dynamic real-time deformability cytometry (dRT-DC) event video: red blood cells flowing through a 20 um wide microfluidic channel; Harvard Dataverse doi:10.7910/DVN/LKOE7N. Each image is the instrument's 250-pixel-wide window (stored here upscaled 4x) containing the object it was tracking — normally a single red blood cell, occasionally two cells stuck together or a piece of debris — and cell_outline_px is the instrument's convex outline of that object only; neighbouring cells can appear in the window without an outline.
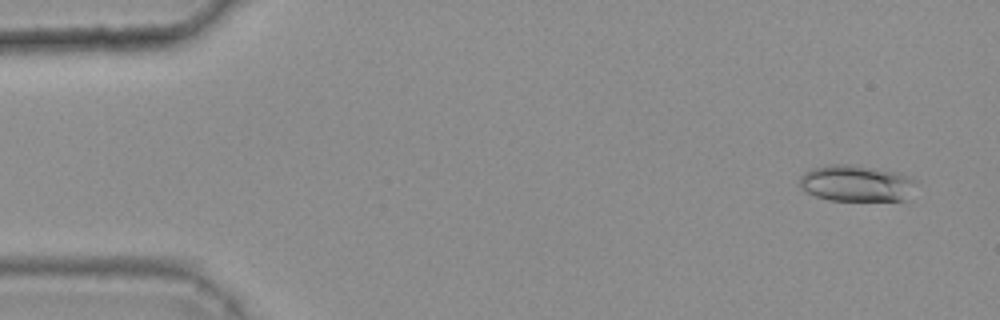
{"species": "common noctule bat (a hibernating species)", "species_latin": "Nyctalus noctula", "temperature_condition": "warm", "stored_images_in_passage": 46, "camera_frame_rate_fps": 3000, "um_per_image_px": 0.085, "animal": {"sex": "female", "body_mass_g": 25.1}, "frame": {"image": 1, "passage_image": 3, "time_ms": 0.667, "image_size_px": [1000, 320], "cell_outline_px": [[916, 180], [904, 200], [828, 200], [804, 192], [800, 188], [800, 176], [804, 172], [812, 168], [828, 164], [848, 164], [876, 168], [896, 172]], "centroid_in_image_um": [72.69, 15.57], "position_along_channel_um": 12.3, "area_um2": 24.45}}
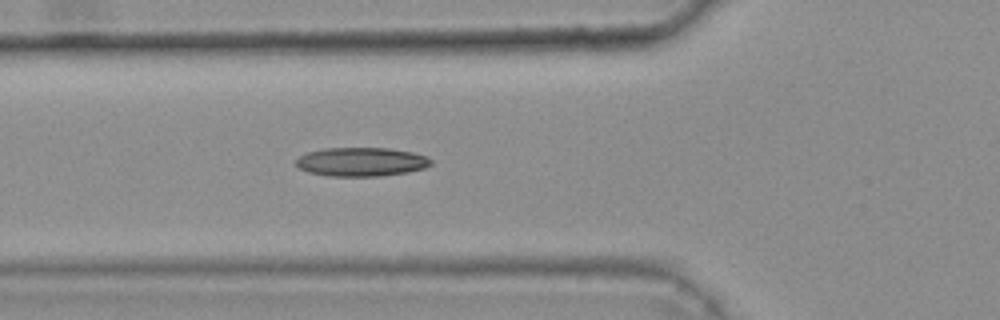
{"frame": {"image": 2, "passage_image": 19, "time_ms": 6.0, "image_size_px": [1000, 320], "cell_outline_px": [[432, 164], [424, 168], [408, 172], [380, 176], [328, 176], [308, 172], [296, 168], [292, 164], [300, 156], [308, 152], [324, 148], [388, 148], [412, 152], [428, 156], [432, 160]], "centroid_in_image_um": [30.68, 13.76], "position_along_channel_um": 95.1, "area_um2": 22.95}}
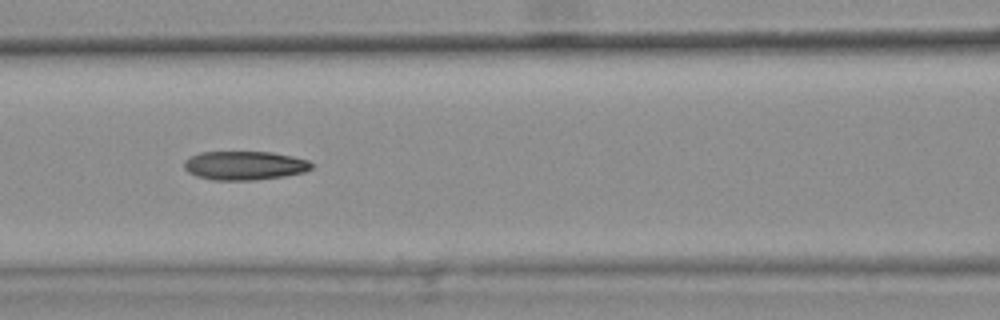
{"frame": {"image": 3, "passage_image": 23, "time_ms": 7.333, "image_size_px": [1000, 320], "cell_outline_px": [[316, 164], [312, 168], [304, 172], [284, 176], [252, 180], [212, 180], [196, 176], [188, 172], [184, 168], [184, 160], [200, 152], [272, 152], [292, 156], [308, 160]], "centroid_in_image_um": [20.8, 14.07], "position_along_channel_um": 145.8, "area_um2": 21.5}, "authors_computed_cell_mechanics": {"area_um2": 21.8195, "velocity_mm_per_s": 3.7749, "shape_relaxation_time_tau1_ms": null, "shape_relaxation_time_tau2_ms": 5.0615, "deformation_change_tau1": null, "deformation_change_tau2": 0.1429}}